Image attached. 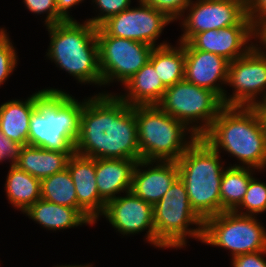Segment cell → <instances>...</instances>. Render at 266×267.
<instances>
[{
	"mask_svg": "<svg viewBox=\"0 0 266 267\" xmlns=\"http://www.w3.org/2000/svg\"><path fill=\"white\" fill-rule=\"evenodd\" d=\"M156 9L166 13L173 21H177L185 13L192 0H142Z\"/></svg>",
	"mask_w": 266,
	"mask_h": 267,
	"instance_id": "obj_32",
	"label": "cell"
},
{
	"mask_svg": "<svg viewBox=\"0 0 266 267\" xmlns=\"http://www.w3.org/2000/svg\"><path fill=\"white\" fill-rule=\"evenodd\" d=\"M220 154L202 137L176 161L194 211L203 219L221 213L220 186L225 168Z\"/></svg>",
	"mask_w": 266,
	"mask_h": 267,
	"instance_id": "obj_4",
	"label": "cell"
},
{
	"mask_svg": "<svg viewBox=\"0 0 266 267\" xmlns=\"http://www.w3.org/2000/svg\"><path fill=\"white\" fill-rule=\"evenodd\" d=\"M247 17L255 28L265 24L266 0H247Z\"/></svg>",
	"mask_w": 266,
	"mask_h": 267,
	"instance_id": "obj_35",
	"label": "cell"
},
{
	"mask_svg": "<svg viewBox=\"0 0 266 267\" xmlns=\"http://www.w3.org/2000/svg\"><path fill=\"white\" fill-rule=\"evenodd\" d=\"M241 210V211H240ZM245 210V212H243ZM266 211V183L254 176L250 179L241 204L234 210L241 215L255 216Z\"/></svg>",
	"mask_w": 266,
	"mask_h": 267,
	"instance_id": "obj_28",
	"label": "cell"
},
{
	"mask_svg": "<svg viewBox=\"0 0 266 267\" xmlns=\"http://www.w3.org/2000/svg\"><path fill=\"white\" fill-rule=\"evenodd\" d=\"M202 138L218 153L236 157L240 164L259 171L266 167V142L255 107L224 106Z\"/></svg>",
	"mask_w": 266,
	"mask_h": 267,
	"instance_id": "obj_2",
	"label": "cell"
},
{
	"mask_svg": "<svg viewBox=\"0 0 266 267\" xmlns=\"http://www.w3.org/2000/svg\"><path fill=\"white\" fill-rule=\"evenodd\" d=\"M135 118L141 160L176 162L198 139L183 122L158 105L135 106Z\"/></svg>",
	"mask_w": 266,
	"mask_h": 267,
	"instance_id": "obj_6",
	"label": "cell"
},
{
	"mask_svg": "<svg viewBox=\"0 0 266 267\" xmlns=\"http://www.w3.org/2000/svg\"><path fill=\"white\" fill-rule=\"evenodd\" d=\"M84 0H56L57 4V12L66 20H75L72 18V16L69 14V10L71 7H74L75 5H78Z\"/></svg>",
	"mask_w": 266,
	"mask_h": 267,
	"instance_id": "obj_36",
	"label": "cell"
},
{
	"mask_svg": "<svg viewBox=\"0 0 266 267\" xmlns=\"http://www.w3.org/2000/svg\"><path fill=\"white\" fill-rule=\"evenodd\" d=\"M256 38L260 40L259 44H262L260 45V47L263 46V50L264 49L266 50V23L256 28ZM263 50L262 52L266 55V51L265 50L263 51Z\"/></svg>",
	"mask_w": 266,
	"mask_h": 267,
	"instance_id": "obj_37",
	"label": "cell"
},
{
	"mask_svg": "<svg viewBox=\"0 0 266 267\" xmlns=\"http://www.w3.org/2000/svg\"><path fill=\"white\" fill-rule=\"evenodd\" d=\"M7 198L12 206L24 212L41 199V180L10 165L5 183Z\"/></svg>",
	"mask_w": 266,
	"mask_h": 267,
	"instance_id": "obj_24",
	"label": "cell"
},
{
	"mask_svg": "<svg viewBox=\"0 0 266 267\" xmlns=\"http://www.w3.org/2000/svg\"><path fill=\"white\" fill-rule=\"evenodd\" d=\"M30 219L48 230L92 225L76 208L61 206L44 199L37 200L24 212Z\"/></svg>",
	"mask_w": 266,
	"mask_h": 267,
	"instance_id": "obj_23",
	"label": "cell"
},
{
	"mask_svg": "<svg viewBox=\"0 0 266 267\" xmlns=\"http://www.w3.org/2000/svg\"><path fill=\"white\" fill-rule=\"evenodd\" d=\"M74 152L94 159L141 160L135 106L106 92L84 99Z\"/></svg>",
	"mask_w": 266,
	"mask_h": 267,
	"instance_id": "obj_1",
	"label": "cell"
},
{
	"mask_svg": "<svg viewBox=\"0 0 266 267\" xmlns=\"http://www.w3.org/2000/svg\"><path fill=\"white\" fill-rule=\"evenodd\" d=\"M153 220L159 248H183L187 245V236L202 241L204 220L192 208L179 177L153 205ZM193 224L198 227L189 228Z\"/></svg>",
	"mask_w": 266,
	"mask_h": 267,
	"instance_id": "obj_7",
	"label": "cell"
},
{
	"mask_svg": "<svg viewBox=\"0 0 266 267\" xmlns=\"http://www.w3.org/2000/svg\"><path fill=\"white\" fill-rule=\"evenodd\" d=\"M255 44L245 55L229 62L226 84L234 92L229 96L224 92V106L254 107L266 101V55ZM258 96L261 99L257 100Z\"/></svg>",
	"mask_w": 266,
	"mask_h": 267,
	"instance_id": "obj_11",
	"label": "cell"
},
{
	"mask_svg": "<svg viewBox=\"0 0 266 267\" xmlns=\"http://www.w3.org/2000/svg\"><path fill=\"white\" fill-rule=\"evenodd\" d=\"M99 68L103 85L114 80L124 85L148 61L153 46L130 39L109 36L97 27Z\"/></svg>",
	"mask_w": 266,
	"mask_h": 267,
	"instance_id": "obj_10",
	"label": "cell"
},
{
	"mask_svg": "<svg viewBox=\"0 0 266 267\" xmlns=\"http://www.w3.org/2000/svg\"><path fill=\"white\" fill-rule=\"evenodd\" d=\"M125 94L118 96L130 106L157 105L167 87L148 61L125 84Z\"/></svg>",
	"mask_w": 266,
	"mask_h": 267,
	"instance_id": "obj_22",
	"label": "cell"
},
{
	"mask_svg": "<svg viewBox=\"0 0 266 267\" xmlns=\"http://www.w3.org/2000/svg\"><path fill=\"white\" fill-rule=\"evenodd\" d=\"M46 29L50 35V46L46 52L48 59L81 84L102 86L97 27L88 21L81 24L76 20H68L46 26Z\"/></svg>",
	"mask_w": 266,
	"mask_h": 267,
	"instance_id": "obj_3",
	"label": "cell"
},
{
	"mask_svg": "<svg viewBox=\"0 0 266 267\" xmlns=\"http://www.w3.org/2000/svg\"><path fill=\"white\" fill-rule=\"evenodd\" d=\"M47 92H65L48 88L36 91L25 101L10 100L0 106V131L8 138L22 145L28 144L30 117L38 101Z\"/></svg>",
	"mask_w": 266,
	"mask_h": 267,
	"instance_id": "obj_19",
	"label": "cell"
},
{
	"mask_svg": "<svg viewBox=\"0 0 266 267\" xmlns=\"http://www.w3.org/2000/svg\"><path fill=\"white\" fill-rule=\"evenodd\" d=\"M147 166L148 169H143ZM178 177V164L175 161L139 160L133 172L131 191L154 205L162 199Z\"/></svg>",
	"mask_w": 266,
	"mask_h": 267,
	"instance_id": "obj_18",
	"label": "cell"
},
{
	"mask_svg": "<svg viewBox=\"0 0 266 267\" xmlns=\"http://www.w3.org/2000/svg\"><path fill=\"white\" fill-rule=\"evenodd\" d=\"M41 199L77 209L76 187L67 168L41 180Z\"/></svg>",
	"mask_w": 266,
	"mask_h": 267,
	"instance_id": "obj_27",
	"label": "cell"
},
{
	"mask_svg": "<svg viewBox=\"0 0 266 267\" xmlns=\"http://www.w3.org/2000/svg\"><path fill=\"white\" fill-rule=\"evenodd\" d=\"M126 196H117L108 201L105 205L104 215L109 223L124 235H132L143 232L146 241L157 247V238L155 236L153 205L145 202L132 191L126 192Z\"/></svg>",
	"mask_w": 266,
	"mask_h": 267,
	"instance_id": "obj_14",
	"label": "cell"
},
{
	"mask_svg": "<svg viewBox=\"0 0 266 267\" xmlns=\"http://www.w3.org/2000/svg\"><path fill=\"white\" fill-rule=\"evenodd\" d=\"M256 216L224 211L204 220L202 241L229 250L232 258L266 250V229Z\"/></svg>",
	"mask_w": 266,
	"mask_h": 267,
	"instance_id": "obj_9",
	"label": "cell"
},
{
	"mask_svg": "<svg viewBox=\"0 0 266 267\" xmlns=\"http://www.w3.org/2000/svg\"><path fill=\"white\" fill-rule=\"evenodd\" d=\"M6 33V30L0 27V40L5 36Z\"/></svg>",
	"mask_w": 266,
	"mask_h": 267,
	"instance_id": "obj_40",
	"label": "cell"
},
{
	"mask_svg": "<svg viewBox=\"0 0 266 267\" xmlns=\"http://www.w3.org/2000/svg\"><path fill=\"white\" fill-rule=\"evenodd\" d=\"M266 250L259 252H252L233 257L231 266L233 267H266V260L264 258Z\"/></svg>",
	"mask_w": 266,
	"mask_h": 267,
	"instance_id": "obj_34",
	"label": "cell"
},
{
	"mask_svg": "<svg viewBox=\"0 0 266 267\" xmlns=\"http://www.w3.org/2000/svg\"><path fill=\"white\" fill-rule=\"evenodd\" d=\"M185 49V80L196 86L207 88L215 92L221 99L227 83L229 61L224 57L193 49L187 42ZM218 82V83H217ZM221 85H220V83Z\"/></svg>",
	"mask_w": 266,
	"mask_h": 267,
	"instance_id": "obj_17",
	"label": "cell"
},
{
	"mask_svg": "<svg viewBox=\"0 0 266 267\" xmlns=\"http://www.w3.org/2000/svg\"><path fill=\"white\" fill-rule=\"evenodd\" d=\"M254 107L258 111L259 119L261 122V126H262L263 133L265 136V142H266V105L263 103V104H260Z\"/></svg>",
	"mask_w": 266,
	"mask_h": 267,
	"instance_id": "obj_38",
	"label": "cell"
},
{
	"mask_svg": "<svg viewBox=\"0 0 266 267\" xmlns=\"http://www.w3.org/2000/svg\"><path fill=\"white\" fill-rule=\"evenodd\" d=\"M252 38L257 42L256 28L246 16L238 25L200 32L187 43L193 49L220 55L231 62L245 55L256 45Z\"/></svg>",
	"mask_w": 266,
	"mask_h": 267,
	"instance_id": "obj_15",
	"label": "cell"
},
{
	"mask_svg": "<svg viewBox=\"0 0 266 267\" xmlns=\"http://www.w3.org/2000/svg\"><path fill=\"white\" fill-rule=\"evenodd\" d=\"M255 169L248 167H225L222 174L220 197L221 212L234 211L242 202Z\"/></svg>",
	"mask_w": 266,
	"mask_h": 267,
	"instance_id": "obj_26",
	"label": "cell"
},
{
	"mask_svg": "<svg viewBox=\"0 0 266 267\" xmlns=\"http://www.w3.org/2000/svg\"><path fill=\"white\" fill-rule=\"evenodd\" d=\"M6 33L0 40V85H2L13 73L17 63V51Z\"/></svg>",
	"mask_w": 266,
	"mask_h": 267,
	"instance_id": "obj_30",
	"label": "cell"
},
{
	"mask_svg": "<svg viewBox=\"0 0 266 267\" xmlns=\"http://www.w3.org/2000/svg\"><path fill=\"white\" fill-rule=\"evenodd\" d=\"M55 267H91V265H89V264H85V265H62V266H55Z\"/></svg>",
	"mask_w": 266,
	"mask_h": 267,
	"instance_id": "obj_39",
	"label": "cell"
},
{
	"mask_svg": "<svg viewBox=\"0 0 266 267\" xmlns=\"http://www.w3.org/2000/svg\"><path fill=\"white\" fill-rule=\"evenodd\" d=\"M181 15L183 34L179 42H188L195 34L238 25L247 16V0H196Z\"/></svg>",
	"mask_w": 266,
	"mask_h": 267,
	"instance_id": "obj_13",
	"label": "cell"
},
{
	"mask_svg": "<svg viewBox=\"0 0 266 267\" xmlns=\"http://www.w3.org/2000/svg\"><path fill=\"white\" fill-rule=\"evenodd\" d=\"M74 151H53L33 145H24L16 166L43 180L67 168L68 160Z\"/></svg>",
	"mask_w": 266,
	"mask_h": 267,
	"instance_id": "obj_21",
	"label": "cell"
},
{
	"mask_svg": "<svg viewBox=\"0 0 266 267\" xmlns=\"http://www.w3.org/2000/svg\"><path fill=\"white\" fill-rule=\"evenodd\" d=\"M82 102L67 92H47L30 117L28 144L53 151H74Z\"/></svg>",
	"mask_w": 266,
	"mask_h": 267,
	"instance_id": "obj_5",
	"label": "cell"
},
{
	"mask_svg": "<svg viewBox=\"0 0 266 267\" xmlns=\"http://www.w3.org/2000/svg\"><path fill=\"white\" fill-rule=\"evenodd\" d=\"M157 105L168 115L183 122L197 137H202L209 130L224 107L215 92L185 79L167 87Z\"/></svg>",
	"mask_w": 266,
	"mask_h": 267,
	"instance_id": "obj_8",
	"label": "cell"
},
{
	"mask_svg": "<svg viewBox=\"0 0 266 267\" xmlns=\"http://www.w3.org/2000/svg\"><path fill=\"white\" fill-rule=\"evenodd\" d=\"M137 160L101 158L95 159V171L99 196L107 203L121 192L132 187L133 172Z\"/></svg>",
	"mask_w": 266,
	"mask_h": 267,
	"instance_id": "obj_20",
	"label": "cell"
},
{
	"mask_svg": "<svg viewBox=\"0 0 266 267\" xmlns=\"http://www.w3.org/2000/svg\"><path fill=\"white\" fill-rule=\"evenodd\" d=\"M67 169L76 187L77 210L95 224L106 205L97 188L95 159L74 152L68 160Z\"/></svg>",
	"mask_w": 266,
	"mask_h": 267,
	"instance_id": "obj_16",
	"label": "cell"
},
{
	"mask_svg": "<svg viewBox=\"0 0 266 267\" xmlns=\"http://www.w3.org/2000/svg\"><path fill=\"white\" fill-rule=\"evenodd\" d=\"M24 145L14 142L10 138L6 137L0 131V162L5 160L11 161V165H16L19 160L22 148Z\"/></svg>",
	"mask_w": 266,
	"mask_h": 267,
	"instance_id": "obj_33",
	"label": "cell"
},
{
	"mask_svg": "<svg viewBox=\"0 0 266 267\" xmlns=\"http://www.w3.org/2000/svg\"><path fill=\"white\" fill-rule=\"evenodd\" d=\"M138 3L139 7L128 8L108 18L99 27L109 36L143 42L153 47L169 44L166 41L158 45L156 40L165 26L173 20L163 11L142 0H138Z\"/></svg>",
	"mask_w": 266,
	"mask_h": 267,
	"instance_id": "obj_12",
	"label": "cell"
},
{
	"mask_svg": "<svg viewBox=\"0 0 266 267\" xmlns=\"http://www.w3.org/2000/svg\"><path fill=\"white\" fill-rule=\"evenodd\" d=\"M178 43V47L170 44L154 47L149 58L166 87L185 78V49L183 42Z\"/></svg>",
	"mask_w": 266,
	"mask_h": 267,
	"instance_id": "obj_25",
	"label": "cell"
},
{
	"mask_svg": "<svg viewBox=\"0 0 266 267\" xmlns=\"http://www.w3.org/2000/svg\"><path fill=\"white\" fill-rule=\"evenodd\" d=\"M27 9L34 14H47L45 26L66 21L58 12L56 0H23Z\"/></svg>",
	"mask_w": 266,
	"mask_h": 267,
	"instance_id": "obj_31",
	"label": "cell"
},
{
	"mask_svg": "<svg viewBox=\"0 0 266 267\" xmlns=\"http://www.w3.org/2000/svg\"><path fill=\"white\" fill-rule=\"evenodd\" d=\"M92 2H95L100 13L86 20L95 27H99L108 18L123 12L131 5V0H92Z\"/></svg>",
	"mask_w": 266,
	"mask_h": 267,
	"instance_id": "obj_29",
	"label": "cell"
}]
</instances>
